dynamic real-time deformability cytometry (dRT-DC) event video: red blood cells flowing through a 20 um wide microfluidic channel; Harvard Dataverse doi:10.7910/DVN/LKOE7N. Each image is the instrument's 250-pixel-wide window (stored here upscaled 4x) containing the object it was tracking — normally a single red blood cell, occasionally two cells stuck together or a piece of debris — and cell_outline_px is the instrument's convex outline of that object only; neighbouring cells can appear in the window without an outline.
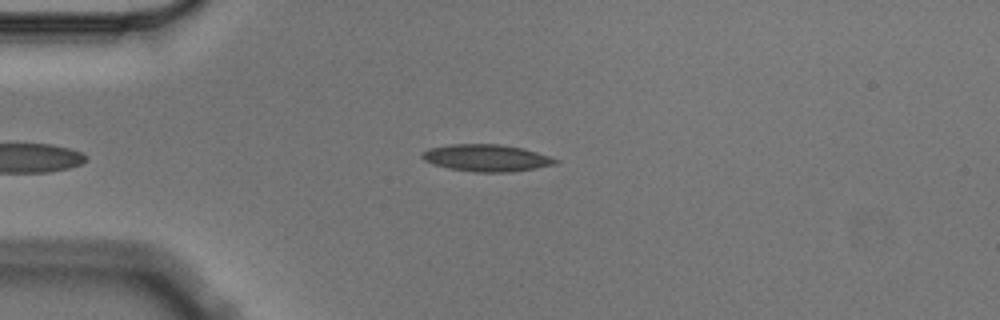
{"species": "Egyptian fruit bat (a non-hibernating species)", "species_latin": "Rousettus aegyptiacus", "temperature_condition": "cold", "stored_images_in_passage": 4, "camera_frame_rate_fps": 3000, "um_per_image_px": 0.085, "animal": {"sex": "male"}, "frame": {"image": 1, "passage_image": 1, "time_ms": 0.0, "image_size_px": [1000, 320], "cell_outline_px": [[560, 160], [556, 164], [536, 168], [512, 172], [476, 172], [448, 168], [432, 164], [424, 160], [420, 156], [420, 152], [428, 148], [448, 144], [500, 144], [520, 148], [536, 152]], "centroid_in_image_um": [41.29, 13.42], "position_along_channel_um": 43.7, "area_um2": 21.04}}
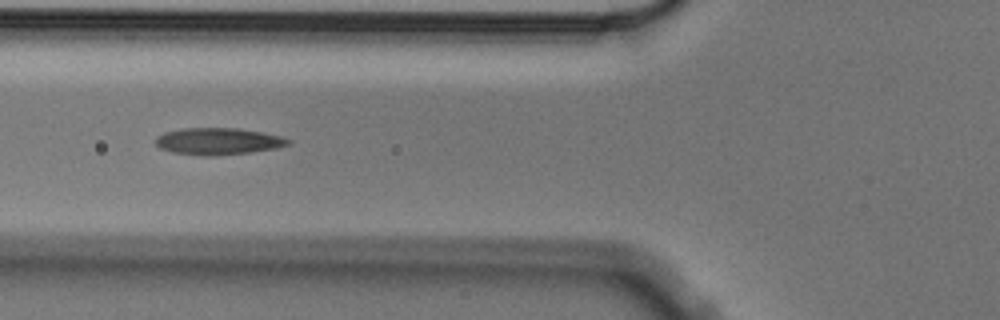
{"frame": {"image": 2, "passage_image": 3, "time_ms": 0.667, "image_size_px": [1000, 320], "cell_outline_px": [[292, 144], [276, 148], [248, 152], [216, 156], [204, 156], [172, 152], [160, 148], [156, 144], [156, 136], [164, 132], [184, 128], [240, 128], [280, 136], [292, 140]], "centroid_in_image_um": [18.54, 12.01], "position_along_channel_um": 107.3, "area_um2": 20.75}}
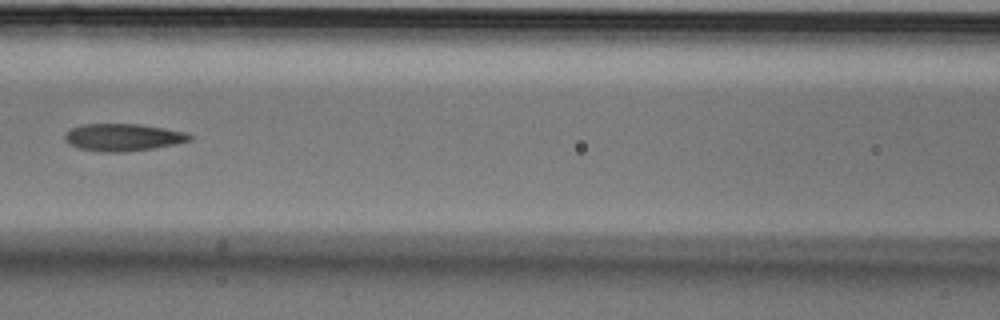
{"frame": {"image": 3, "passage_image": 4, "time_ms": 1.0, "image_size_px": [1000, 320], "cell_outline_px": [[192, 140], [176, 144], [152, 148], [124, 152], [100, 152], [80, 148], [68, 144], [64, 140], [64, 136], [72, 128], [84, 124], [140, 124], [164, 128], [184, 132], [192, 136]], "centroid_in_image_um": [10.45, 11.67], "position_along_channel_um": 156.2, "area_um2": 19.77}}